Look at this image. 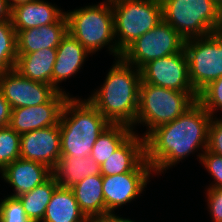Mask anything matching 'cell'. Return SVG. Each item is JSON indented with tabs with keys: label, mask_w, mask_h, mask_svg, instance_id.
<instances>
[{
	"label": "cell",
	"mask_w": 222,
	"mask_h": 222,
	"mask_svg": "<svg viewBox=\"0 0 222 222\" xmlns=\"http://www.w3.org/2000/svg\"><path fill=\"white\" fill-rule=\"evenodd\" d=\"M68 92H56L46 103L12 109L9 127L18 134L58 125Z\"/></svg>",
	"instance_id": "4fadbf2b"
},
{
	"label": "cell",
	"mask_w": 222,
	"mask_h": 222,
	"mask_svg": "<svg viewBox=\"0 0 222 222\" xmlns=\"http://www.w3.org/2000/svg\"><path fill=\"white\" fill-rule=\"evenodd\" d=\"M106 2H109V3H112L114 1H117V0H105Z\"/></svg>",
	"instance_id": "74e56055"
},
{
	"label": "cell",
	"mask_w": 222,
	"mask_h": 222,
	"mask_svg": "<svg viewBox=\"0 0 222 222\" xmlns=\"http://www.w3.org/2000/svg\"><path fill=\"white\" fill-rule=\"evenodd\" d=\"M124 124H111L95 141L90 156L101 166L132 134Z\"/></svg>",
	"instance_id": "d4e9b609"
},
{
	"label": "cell",
	"mask_w": 222,
	"mask_h": 222,
	"mask_svg": "<svg viewBox=\"0 0 222 222\" xmlns=\"http://www.w3.org/2000/svg\"><path fill=\"white\" fill-rule=\"evenodd\" d=\"M102 188V175L85 177L70 188L81 212L89 221L95 222L98 218L105 215V201Z\"/></svg>",
	"instance_id": "ffe728a7"
},
{
	"label": "cell",
	"mask_w": 222,
	"mask_h": 222,
	"mask_svg": "<svg viewBox=\"0 0 222 222\" xmlns=\"http://www.w3.org/2000/svg\"><path fill=\"white\" fill-rule=\"evenodd\" d=\"M95 222H135L129 218H123L115 214V212H108L104 216L98 218Z\"/></svg>",
	"instance_id": "836d02e7"
},
{
	"label": "cell",
	"mask_w": 222,
	"mask_h": 222,
	"mask_svg": "<svg viewBox=\"0 0 222 222\" xmlns=\"http://www.w3.org/2000/svg\"><path fill=\"white\" fill-rule=\"evenodd\" d=\"M0 173L2 180L13 188L14 193L9 195L13 197L32 191L53 175L48 166L21 157L8 164Z\"/></svg>",
	"instance_id": "9a60e30c"
},
{
	"label": "cell",
	"mask_w": 222,
	"mask_h": 222,
	"mask_svg": "<svg viewBox=\"0 0 222 222\" xmlns=\"http://www.w3.org/2000/svg\"><path fill=\"white\" fill-rule=\"evenodd\" d=\"M56 49H41L31 53H17L15 69L32 81L52 85V71Z\"/></svg>",
	"instance_id": "44dd1931"
},
{
	"label": "cell",
	"mask_w": 222,
	"mask_h": 222,
	"mask_svg": "<svg viewBox=\"0 0 222 222\" xmlns=\"http://www.w3.org/2000/svg\"><path fill=\"white\" fill-rule=\"evenodd\" d=\"M0 222H32L18 197L7 195L0 202Z\"/></svg>",
	"instance_id": "f1b7e54d"
},
{
	"label": "cell",
	"mask_w": 222,
	"mask_h": 222,
	"mask_svg": "<svg viewBox=\"0 0 222 222\" xmlns=\"http://www.w3.org/2000/svg\"><path fill=\"white\" fill-rule=\"evenodd\" d=\"M163 21L185 40L222 31V10L213 0H160Z\"/></svg>",
	"instance_id": "5b68a950"
},
{
	"label": "cell",
	"mask_w": 222,
	"mask_h": 222,
	"mask_svg": "<svg viewBox=\"0 0 222 222\" xmlns=\"http://www.w3.org/2000/svg\"><path fill=\"white\" fill-rule=\"evenodd\" d=\"M189 80L199 93L210 82L222 77V31L185 40Z\"/></svg>",
	"instance_id": "ba28073f"
},
{
	"label": "cell",
	"mask_w": 222,
	"mask_h": 222,
	"mask_svg": "<svg viewBox=\"0 0 222 222\" xmlns=\"http://www.w3.org/2000/svg\"><path fill=\"white\" fill-rule=\"evenodd\" d=\"M111 6L116 44L121 52L163 21L160 0H117Z\"/></svg>",
	"instance_id": "52a82bcc"
},
{
	"label": "cell",
	"mask_w": 222,
	"mask_h": 222,
	"mask_svg": "<svg viewBox=\"0 0 222 222\" xmlns=\"http://www.w3.org/2000/svg\"><path fill=\"white\" fill-rule=\"evenodd\" d=\"M67 32L66 15L56 23L26 30H16L17 53H31L48 48L56 49Z\"/></svg>",
	"instance_id": "e0dca14e"
},
{
	"label": "cell",
	"mask_w": 222,
	"mask_h": 222,
	"mask_svg": "<svg viewBox=\"0 0 222 222\" xmlns=\"http://www.w3.org/2000/svg\"><path fill=\"white\" fill-rule=\"evenodd\" d=\"M7 1H8V4H9L10 8H13L15 6L30 2L32 0H7Z\"/></svg>",
	"instance_id": "d590c367"
},
{
	"label": "cell",
	"mask_w": 222,
	"mask_h": 222,
	"mask_svg": "<svg viewBox=\"0 0 222 222\" xmlns=\"http://www.w3.org/2000/svg\"><path fill=\"white\" fill-rule=\"evenodd\" d=\"M16 61V30L11 20L0 21V73L15 69Z\"/></svg>",
	"instance_id": "484cf974"
},
{
	"label": "cell",
	"mask_w": 222,
	"mask_h": 222,
	"mask_svg": "<svg viewBox=\"0 0 222 222\" xmlns=\"http://www.w3.org/2000/svg\"><path fill=\"white\" fill-rule=\"evenodd\" d=\"M201 164L211 174L213 182L208 188H222V155L215 154L207 149L202 153ZM211 185V186H210Z\"/></svg>",
	"instance_id": "f546056e"
},
{
	"label": "cell",
	"mask_w": 222,
	"mask_h": 222,
	"mask_svg": "<svg viewBox=\"0 0 222 222\" xmlns=\"http://www.w3.org/2000/svg\"><path fill=\"white\" fill-rule=\"evenodd\" d=\"M0 90L12 109L46 103L57 92L52 85L32 81L16 69L0 73Z\"/></svg>",
	"instance_id": "7c38bea8"
},
{
	"label": "cell",
	"mask_w": 222,
	"mask_h": 222,
	"mask_svg": "<svg viewBox=\"0 0 222 222\" xmlns=\"http://www.w3.org/2000/svg\"><path fill=\"white\" fill-rule=\"evenodd\" d=\"M222 10V0H213Z\"/></svg>",
	"instance_id": "8d00e7d4"
},
{
	"label": "cell",
	"mask_w": 222,
	"mask_h": 222,
	"mask_svg": "<svg viewBox=\"0 0 222 222\" xmlns=\"http://www.w3.org/2000/svg\"><path fill=\"white\" fill-rule=\"evenodd\" d=\"M207 150L222 155V117H213L210 123Z\"/></svg>",
	"instance_id": "1f68e13d"
},
{
	"label": "cell",
	"mask_w": 222,
	"mask_h": 222,
	"mask_svg": "<svg viewBox=\"0 0 222 222\" xmlns=\"http://www.w3.org/2000/svg\"><path fill=\"white\" fill-rule=\"evenodd\" d=\"M58 186L55 177L52 175L47 181L36 186L32 191L18 196L23 204L26 216L32 222H41L43 220L46 207Z\"/></svg>",
	"instance_id": "cb8c5ba5"
},
{
	"label": "cell",
	"mask_w": 222,
	"mask_h": 222,
	"mask_svg": "<svg viewBox=\"0 0 222 222\" xmlns=\"http://www.w3.org/2000/svg\"><path fill=\"white\" fill-rule=\"evenodd\" d=\"M20 157L54 169L61 157L59 124L20 135Z\"/></svg>",
	"instance_id": "5bb4252c"
},
{
	"label": "cell",
	"mask_w": 222,
	"mask_h": 222,
	"mask_svg": "<svg viewBox=\"0 0 222 222\" xmlns=\"http://www.w3.org/2000/svg\"><path fill=\"white\" fill-rule=\"evenodd\" d=\"M68 21V32L76 38L91 54L104 47L115 58L121 57L117 48L114 34V16L111 3L102 1L98 4L87 5L65 11Z\"/></svg>",
	"instance_id": "277c9868"
},
{
	"label": "cell",
	"mask_w": 222,
	"mask_h": 222,
	"mask_svg": "<svg viewBox=\"0 0 222 222\" xmlns=\"http://www.w3.org/2000/svg\"><path fill=\"white\" fill-rule=\"evenodd\" d=\"M141 83L183 92H196L189 80L185 50L154 59L140 68Z\"/></svg>",
	"instance_id": "8fae6325"
},
{
	"label": "cell",
	"mask_w": 222,
	"mask_h": 222,
	"mask_svg": "<svg viewBox=\"0 0 222 222\" xmlns=\"http://www.w3.org/2000/svg\"><path fill=\"white\" fill-rule=\"evenodd\" d=\"M63 12L55 3L32 0L11 8V22L15 30H26L58 22Z\"/></svg>",
	"instance_id": "ac0fdd59"
},
{
	"label": "cell",
	"mask_w": 222,
	"mask_h": 222,
	"mask_svg": "<svg viewBox=\"0 0 222 222\" xmlns=\"http://www.w3.org/2000/svg\"><path fill=\"white\" fill-rule=\"evenodd\" d=\"M197 101L212 117H217L218 110L222 112V77L203 88L198 93Z\"/></svg>",
	"instance_id": "83f0119b"
},
{
	"label": "cell",
	"mask_w": 222,
	"mask_h": 222,
	"mask_svg": "<svg viewBox=\"0 0 222 222\" xmlns=\"http://www.w3.org/2000/svg\"><path fill=\"white\" fill-rule=\"evenodd\" d=\"M56 61L52 71V86L62 93L60 83L62 81L69 80L70 77H74L77 74L88 55H91L82 44L74 38L69 32L62 38L60 44L56 48Z\"/></svg>",
	"instance_id": "2e32d148"
},
{
	"label": "cell",
	"mask_w": 222,
	"mask_h": 222,
	"mask_svg": "<svg viewBox=\"0 0 222 222\" xmlns=\"http://www.w3.org/2000/svg\"><path fill=\"white\" fill-rule=\"evenodd\" d=\"M104 83L95 89L88 100L111 123L133 129L139 107L140 69L115 58Z\"/></svg>",
	"instance_id": "7a4b0ae2"
},
{
	"label": "cell",
	"mask_w": 222,
	"mask_h": 222,
	"mask_svg": "<svg viewBox=\"0 0 222 222\" xmlns=\"http://www.w3.org/2000/svg\"><path fill=\"white\" fill-rule=\"evenodd\" d=\"M110 125L88 99L69 96L59 122L61 156H90L95 141Z\"/></svg>",
	"instance_id": "3957f363"
},
{
	"label": "cell",
	"mask_w": 222,
	"mask_h": 222,
	"mask_svg": "<svg viewBox=\"0 0 222 222\" xmlns=\"http://www.w3.org/2000/svg\"><path fill=\"white\" fill-rule=\"evenodd\" d=\"M52 173L60 187L71 188L85 177L101 175V166L91 156H61Z\"/></svg>",
	"instance_id": "7402d4cb"
},
{
	"label": "cell",
	"mask_w": 222,
	"mask_h": 222,
	"mask_svg": "<svg viewBox=\"0 0 222 222\" xmlns=\"http://www.w3.org/2000/svg\"><path fill=\"white\" fill-rule=\"evenodd\" d=\"M146 158L145 138L136 131L101 165V175L133 171Z\"/></svg>",
	"instance_id": "d6986e66"
},
{
	"label": "cell",
	"mask_w": 222,
	"mask_h": 222,
	"mask_svg": "<svg viewBox=\"0 0 222 222\" xmlns=\"http://www.w3.org/2000/svg\"><path fill=\"white\" fill-rule=\"evenodd\" d=\"M205 191L212 222H222V188H207Z\"/></svg>",
	"instance_id": "4dcf8cb0"
},
{
	"label": "cell",
	"mask_w": 222,
	"mask_h": 222,
	"mask_svg": "<svg viewBox=\"0 0 222 222\" xmlns=\"http://www.w3.org/2000/svg\"><path fill=\"white\" fill-rule=\"evenodd\" d=\"M11 115L12 108L0 90V128L9 126Z\"/></svg>",
	"instance_id": "d6a6232c"
},
{
	"label": "cell",
	"mask_w": 222,
	"mask_h": 222,
	"mask_svg": "<svg viewBox=\"0 0 222 222\" xmlns=\"http://www.w3.org/2000/svg\"><path fill=\"white\" fill-rule=\"evenodd\" d=\"M11 20V8L7 0H0V21Z\"/></svg>",
	"instance_id": "e575fe53"
},
{
	"label": "cell",
	"mask_w": 222,
	"mask_h": 222,
	"mask_svg": "<svg viewBox=\"0 0 222 222\" xmlns=\"http://www.w3.org/2000/svg\"><path fill=\"white\" fill-rule=\"evenodd\" d=\"M185 39L168 23L161 21L150 31L135 39L121 53V58L140 69L147 62L184 49Z\"/></svg>",
	"instance_id": "9c48e42d"
},
{
	"label": "cell",
	"mask_w": 222,
	"mask_h": 222,
	"mask_svg": "<svg viewBox=\"0 0 222 222\" xmlns=\"http://www.w3.org/2000/svg\"><path fill=\"white\" fill-rule=\"evenodd\" d=\"M198 98L197 92H183L140 83L139 107L134 123L146 126V138L155 128L181 116ZM140 123V124H139Z\"/></svg>",
	"instance_id": "8992f818"
},
{
	"label": "cell",
	"mask_w": 222,
	"mask_h": 222,
	"mask_svg": "<svg viewBox=\"0 0 222 222\" xmlns=\"http://www.w3.org/2000/svg\"><path fill=\"white\" fill-rule=\"evenodd\" d=\"M213 117L196 101L175 120L155 128L145 138L146 161L156 175H161L198 152L207 149L209 126Z\"/></svg>",
	"instance_id": "6da1fadb"
},
{
	"label": "cell",
	"mask_w": 222,
	"mask_h": 222,
	"mask_svg": "<svg viewBox=\"0 0 222 222\" xmlns=\"http://www.w3.org/2000/svg\"><path fill=\"white\" fill-rule=\"evenodd\" d=\"M20 158V134L9 126L0 128V172Z\"/></svg>",
	"instance_id": "4316f807"
},
{
	"label": "cell",
	"mask_w": 222,
	"mask_h": 222,
	"mask_svg": "<svg viewBox=\"0 0 222 222\" xmlns=\"http://www.w3.org/2000/svg\"><path fill=\"white\" fill-rule=\"evenodd\" d=\"M41 222H89L81 212L70 188L58 186L53 192Z\"/></svg>",
	"instance_id": "603a6c76"
},
{
	"label": "cell",
	"mask_w": 222,
	"mask_h": 222,
	"mask_svg": "<svg viewBox=\"0 0 222 222\" xmlns=\"http://www.w3.org/2000/svg\"><path fill=\"white\" fill-rule=\"evenodd\" d=\"M153 169L146 158L131 172L103 176L105 214L115 212L126 203H131L143 193L150 182Z\"/></svg>",
	"instance_id": "30bf717a"
}]
</instances>
